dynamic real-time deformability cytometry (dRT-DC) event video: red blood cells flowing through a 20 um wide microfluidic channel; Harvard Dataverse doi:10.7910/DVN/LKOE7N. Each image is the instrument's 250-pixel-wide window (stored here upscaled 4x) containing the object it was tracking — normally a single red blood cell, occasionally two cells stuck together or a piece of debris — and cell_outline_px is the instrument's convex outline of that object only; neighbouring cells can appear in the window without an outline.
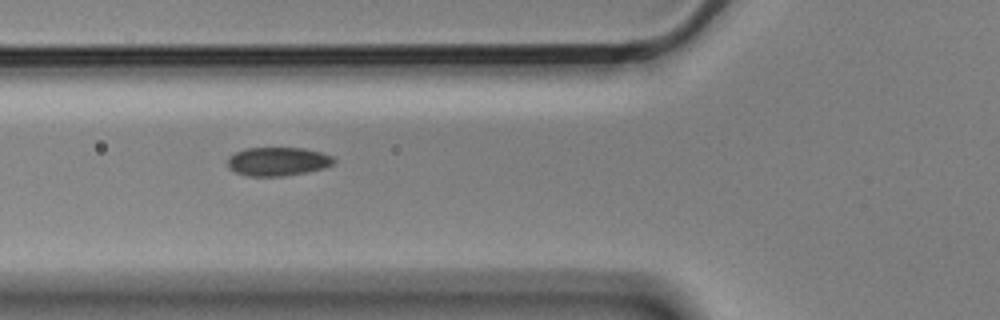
{"species": "Egyptian fruit bat (a non-hibernating species)", "species_latin": "Rousettus aegyptiacus", "temperature_condition": "cold", "stored_images_in_passage": 7, "camera_frame_rate_fps": 3000, "um_per_image_px": 0.085, "animal": {"sex": "male"}, "frame": {"image": 1, "passage_image": 3, "time_ms": 0.667, "image_size_px": [1000, 320], "cell_outline_px": [[336, 164], [324, 168], [308, 172], [280, 176], [248, 176], [236, 172], [228, 168], [228, 156], [244, 148], [304, 148], [320, 152], [332, 156], [336, 160]], "centroid_in_image_um": [23.63, 13.72], "position_along_channel_um": 102.2, "area_um2": 17.86}}
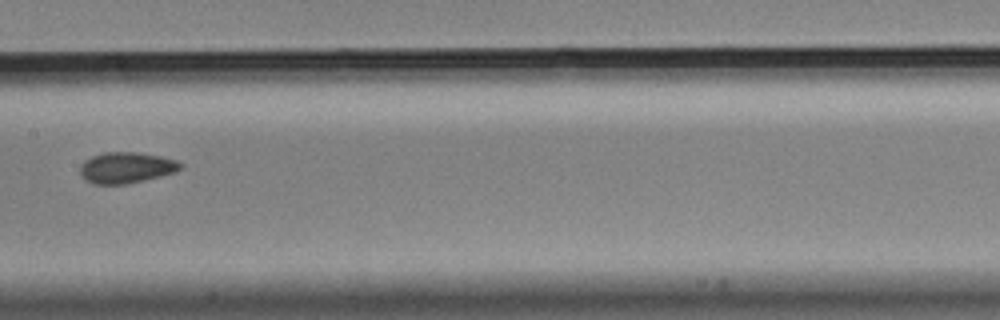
{"frame": {"image": 2, "passage_image": 5, "time_ms": 1.333, "image_size_px": [1000, 320], "cell_outline_px": [[184, 164], [176, 172], [128, 184], [96, 184], [84, 180], [80, 172], [80, 164], [84, 160], [92, 156], [104, 152], [136, 152], [160, 156], [176, 160]], "centroid_in_image_um": [10.72, 14.25], "position_along_channel_um": 196.7, "area_um2": 18.21}}
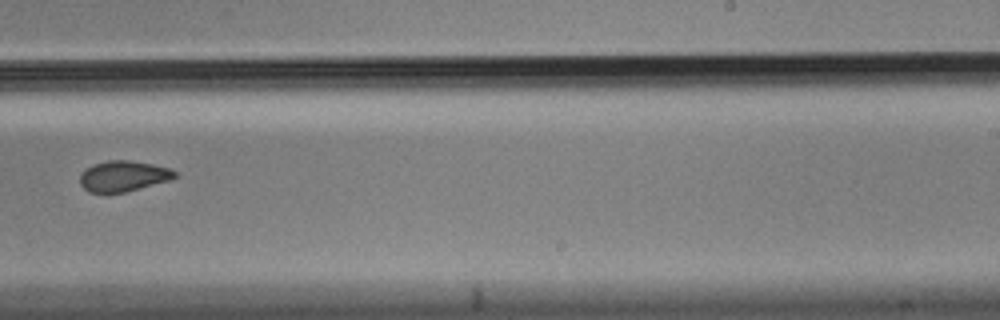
{"frame": {"image": 3, "passage_image": 7, "time_ms": 2.0, "image_size_px": [1000, 320], "cell_outline_px": [[176, 176], [168, 180], [124, 192], [88, 192], [80, 184], [80, 176], [92, 164], [108, 160], [128, 160], [152, 164], [168, 168], [176, 172]], "centroid_in_image_um": [10.45, 14.96], "position_along_channel_um": 278.5, "area_um2": 16.53}}